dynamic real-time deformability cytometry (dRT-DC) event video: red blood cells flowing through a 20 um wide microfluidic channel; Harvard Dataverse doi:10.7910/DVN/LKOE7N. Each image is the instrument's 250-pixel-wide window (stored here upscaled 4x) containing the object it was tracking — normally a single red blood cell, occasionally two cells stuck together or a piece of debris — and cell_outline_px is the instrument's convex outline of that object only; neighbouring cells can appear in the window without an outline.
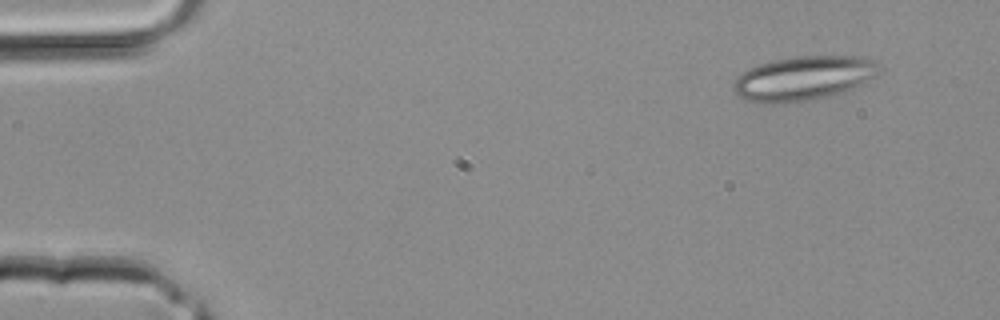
{"species": "common noctule bat (a hibernating species)", "species_latin": "Nyctalus noctula", "temperature_condition": "room temperature", "stored_images_in_passage": 2, "camera_frame_rate_fps": 3000, "um_per_image_px": 0.085, "animal": {"sex": "male", "body_mass_g": 20.4}, "frame": {"image": 1, "passage_image": 1, "time_ms": 0.0, "image_size_px": [1000, 320], "cell_outline_px": [[876, 76], [852, 88], [832, 96], [788, 104], [760, 104], [744, 100], [732, 88], [732, 84], [736, 76], [748, 68], [772, 60], [796, 56], [864, 56], [872, 60], [876, 64]], "centroid_in_image_um": [68.21, 6.67], "position_along_channel_um": 16.8, "area_um2": 37.92}}